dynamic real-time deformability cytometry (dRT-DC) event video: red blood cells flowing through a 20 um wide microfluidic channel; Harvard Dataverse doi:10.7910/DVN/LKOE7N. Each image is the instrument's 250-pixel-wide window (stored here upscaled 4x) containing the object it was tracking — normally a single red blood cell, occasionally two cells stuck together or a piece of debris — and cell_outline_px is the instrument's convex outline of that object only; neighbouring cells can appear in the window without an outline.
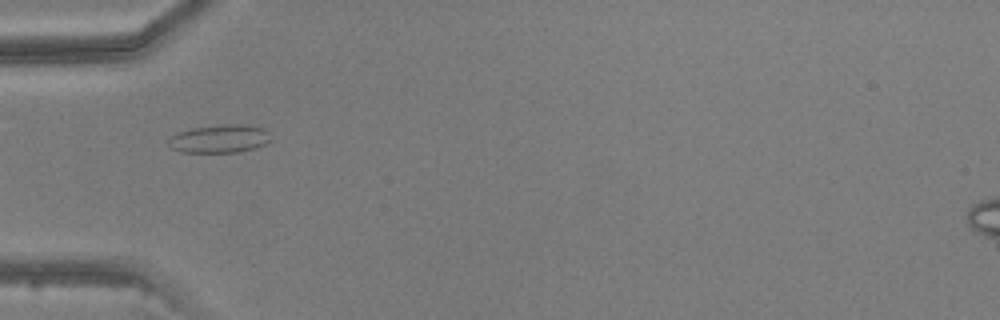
{"species": "common noctule bat (a hibernating species)", "species_latin": "Nyctalus noctula", "temperature_condition": "warm", "stored_images_in_passage": 3, "camera_frame_rate_fps": 3000, "um_per_image_px": 0.085, "animal": {"sex": "male", "body_mass_g": 20.5, "forearm_length_mm": 52.5}, "frame": {"image": 1, "passage_image": 2, "time_ms": 1.333, "image_size_px": [1000, 320], "cell_outline_px": [[272, 140], [256, 148], [236, 152], [180, 152], [172, 148], [168, 144], [168, 140], [172, 136], [180, 132], [192, 128], [224, 124], [244, 124], [264, 128], [268, 132]], "centroid_in_image_um": [18.7, 11.79], "position_along_channel_um": 66.3, "area_um2": 16.76}}
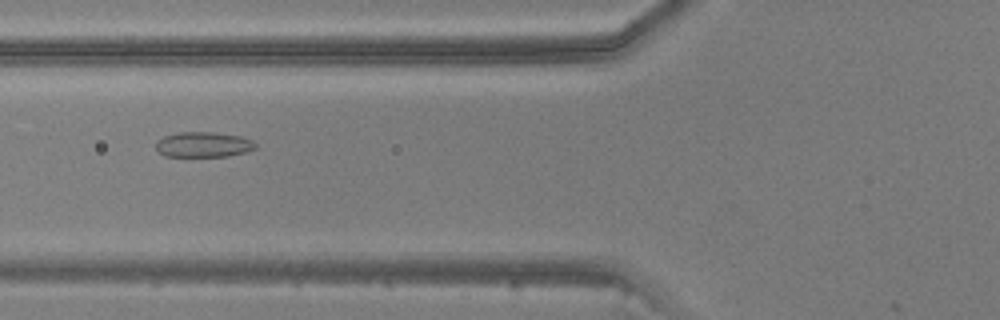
{"frame": {"image": 2, "passage_image": 3, "time_ms": 2.333, "image_size_px": [1000, 320], "cell_outline_px": [[256, 148], [244, 152], [228, 156], [164, 156], [156, 148], [156, 140], [164, 136], [180, 132], [212, 132], [240, 136], [252, 140], [256, 144]], "centroid_in_image_um": [17.27, 12.28], "position_along_channel_um": 108.5, "area_um2": 14.57}}